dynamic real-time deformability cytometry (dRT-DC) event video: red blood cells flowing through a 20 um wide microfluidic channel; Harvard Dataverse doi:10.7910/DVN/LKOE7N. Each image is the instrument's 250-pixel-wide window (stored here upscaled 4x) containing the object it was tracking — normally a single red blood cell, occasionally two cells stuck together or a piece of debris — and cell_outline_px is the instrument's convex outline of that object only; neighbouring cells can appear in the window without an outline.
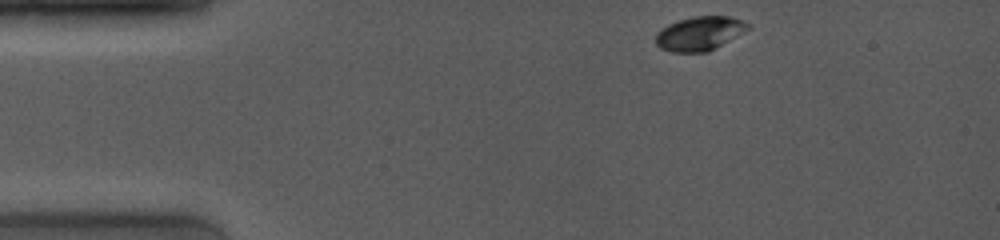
{"species": "common noctule bat (a hibernating species)", "species_latin": "Nyctalus noctula", "temperature_condition": "room temperature", "stored_images_in_passage": 8, "camera_frame_rate_fps": 4000, "um_per_image_px": 0.085, "animal": {"sex": "female", "body_mass_g": 19.0, "forearm_length_mm": 53.3}, "frame": {"image": 1, "passage_image": 1, "time_ms": 0.0, "image_size_px": [1000, 240], "cell_outline_px": [[748, 28], [708, 52], [672, 52], [660, 48], [656, 44], [656, 32], [668, 24], [680, 20], [696, 16], [728, 16], [740, 20], [748, 24]], "centroid_in_image_um": [59.39, 2.85], "position_along_channel_um": 25.6, "area_um2": 17.8}}
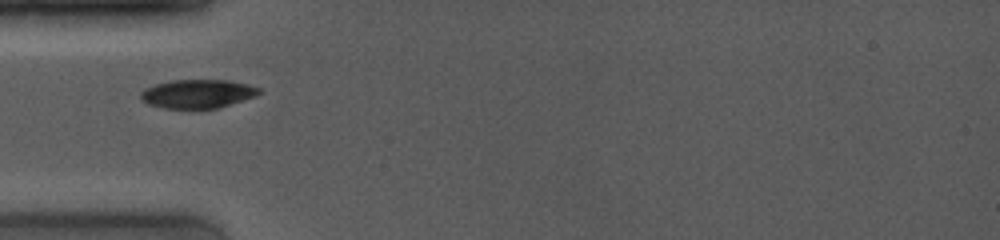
{"frame": {"image": 2, "passage_image": 7, "time_ms": 2.75, "image_size_px": [1000, 240], "cell_outline_px": [[260, 92], [256, 96], [220, 108], [200, 112], [164, 108], [148, 104], [140, 96], [140, 92], [144, 88], [156, 84], [172, 80], [224, 80], [248, 84], [260, 88]], "centroid_in_image_um": [16.79, 8.02], "position_along_channel_um": 68.2, "area_um2": 20.52}}